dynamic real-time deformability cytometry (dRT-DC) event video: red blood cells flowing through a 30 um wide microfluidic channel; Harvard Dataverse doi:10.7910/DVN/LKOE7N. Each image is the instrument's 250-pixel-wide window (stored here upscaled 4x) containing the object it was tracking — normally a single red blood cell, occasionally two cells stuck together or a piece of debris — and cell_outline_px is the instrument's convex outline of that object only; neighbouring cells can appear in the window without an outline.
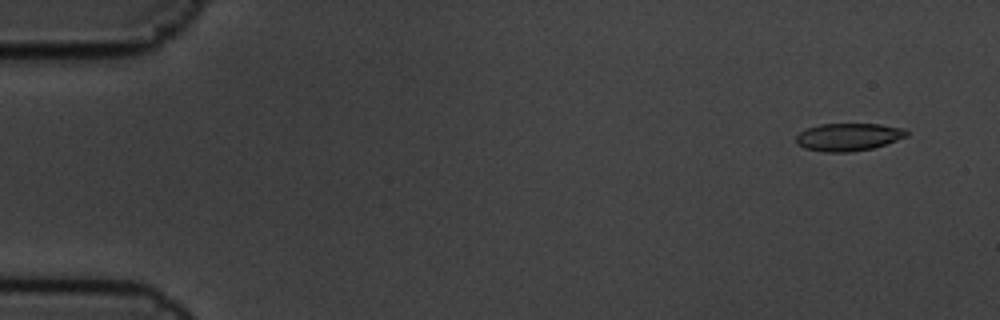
{"species": "common noctule bat (a hibernating species)", "species_latin": "Nyctalus noctula", "temperature_condition": "cold", "stored_images_in_passage": 10, "camera_frame_rate_fps": 3000, "um_per_image_px": 0.085, "animal": {"sex": "male", "body_mass_g": 19.5, "forearm_length_mm": 54.6}, "frame": {"image": 1, "passage_image": 1, "time_ms": 0.0, "image_size_px": [1000, 320], "cell_outline_px": [[908, 136], [872, 148], [852, 152], [824, 152], [804, 148], [796, 144], [796, 136], [800, 132], [808, 128], [820, 124], [880, 124], [904, 128], [908, 132]], "centroid_in_image_um": [72.1, 11.64], "position_along_channel_um": 12.9, "area_um2": 17.8}}
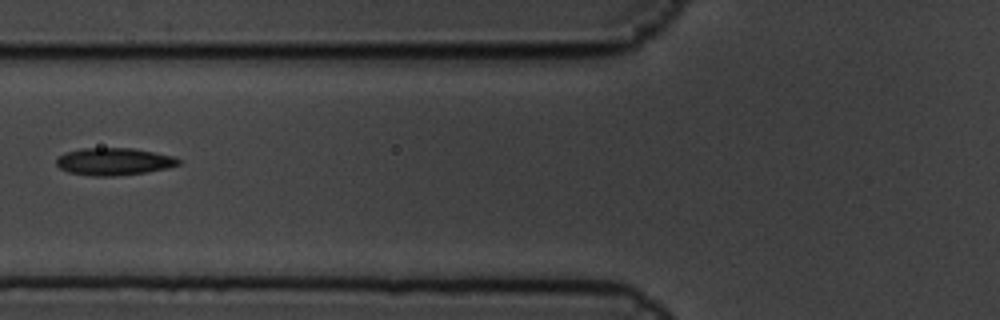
{"frame": {"image": 2, "passage_image": 6, "time_ms": 1.667, "image_size_px": [1000, 320], "cell_outline_px": [[180, 164], [168, 168], [148, 172], [116, 176], [88, 176], [68, 172], [60, 168], [56, 164], [56, 160], [60, 156], [68, 152], [80, 148], [132, 148], [172, 156], [180, 160]], "centroid_in_image_um": [9.67, 13.74], "position_along_channel_um": 116.1, "area_um2": 19.42}}
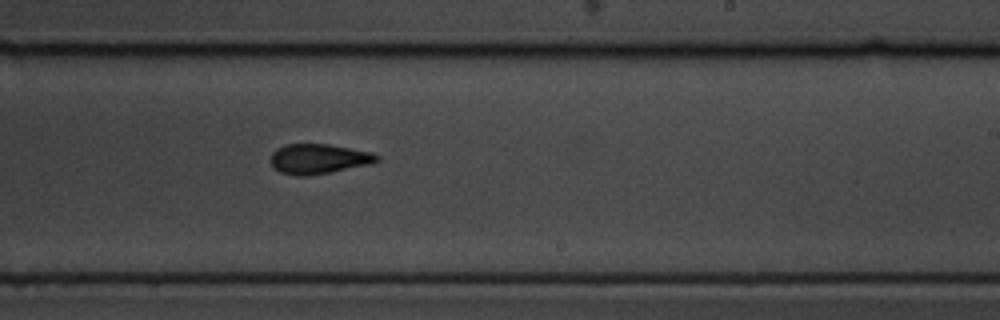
{"frame": {"image": 3, "passage_image": 10, "time_ms": 3.0, "image_size_px": [1000, 320], "cell_outline_px": [[380, 160], [372, 164], [308, 176], [296, 176], [280, 172], [272, 164], [272, 152], [276, 148], [288, 144], [328, 144], [372, 152], [380, 156]], "centroid_in_image_um": [27.12, 13.5], "position_along_channel_um": 261.9, "area_um2": 18.5}}